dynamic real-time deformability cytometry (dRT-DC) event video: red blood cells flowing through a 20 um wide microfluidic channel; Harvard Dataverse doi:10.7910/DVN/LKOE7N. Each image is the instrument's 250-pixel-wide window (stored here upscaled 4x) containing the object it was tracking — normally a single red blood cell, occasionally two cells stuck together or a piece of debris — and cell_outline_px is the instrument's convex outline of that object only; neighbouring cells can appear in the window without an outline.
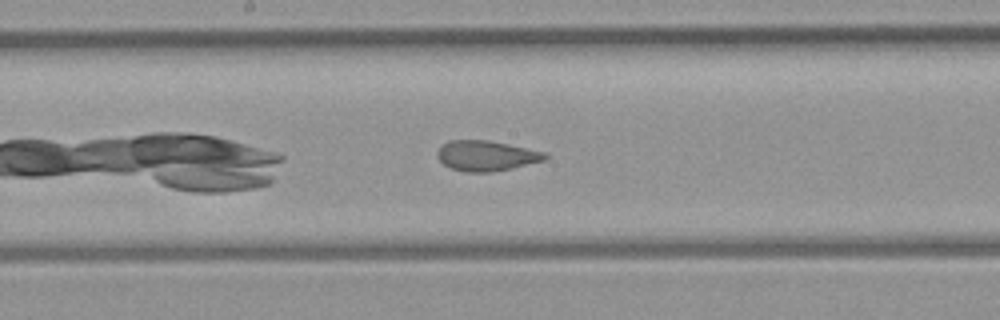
{"species": "common noctule bat (a hibernating species)", "species_latin": "Nyctalus noctula", "temperature_condition": "room temperature", "stored_images_in_passage": 31, "camera_frame_rate_fps": 3000, "um_per_image_px": 0.085, "animal": {"sex": "female", "body_mass_g": 21.9}, "frame": {"image": 1, "passage_image": 18, "time_ms": 5.667, "image_size_px": [1000, 320], "cell_outline_px": [[548, 156], [544, 160], [512, 168], [492, 172], [464, 172], [452, 168], [444, 164], [436, 156], [436, 152], [448, 140], [488, 140], [548, 152]], "centroid_in_image_um": [41.35, 13.23], "position_along_channel_um": 206.9, "area_um2": 19.02}}